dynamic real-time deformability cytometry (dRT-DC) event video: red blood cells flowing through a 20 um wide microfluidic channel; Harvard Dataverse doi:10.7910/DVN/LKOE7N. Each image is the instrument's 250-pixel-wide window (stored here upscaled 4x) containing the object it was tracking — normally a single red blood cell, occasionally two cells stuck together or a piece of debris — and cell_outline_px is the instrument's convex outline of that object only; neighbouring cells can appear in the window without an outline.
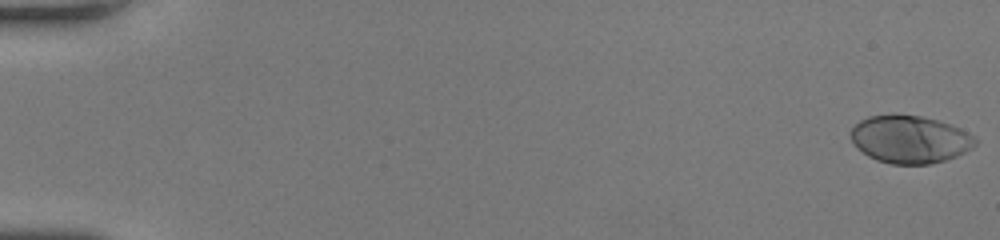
{"species": "human", "species_latin": "Homo sapiens", "temperature_condition": "room temperature", "stored_images_in_passage": 51, "camera_frame_rate_fps": 3000, "um_per_image_px": 0.085, "donor": {"sex": "female"}, "frame": {"image": 1, "passage_image": 1, "time_ms": 0.0, "image_size_px": [1000, 240], "cell_outline_px": [[976, 144], [972, 148], [956, 156], [944, 160], [928, 164], [892, 164], [876, 160], [868, 156], [856, 148], [848, 132], [860, 120], [868, 116], [892, 112], [896, 112], [920, 116], [936, 120], [960, 128], [968, 132], [976, 140]], "centroid_in_image_um": [77.28, 11.81], "position_along_channel_um": 7.7, "area_um2": 34.97}}
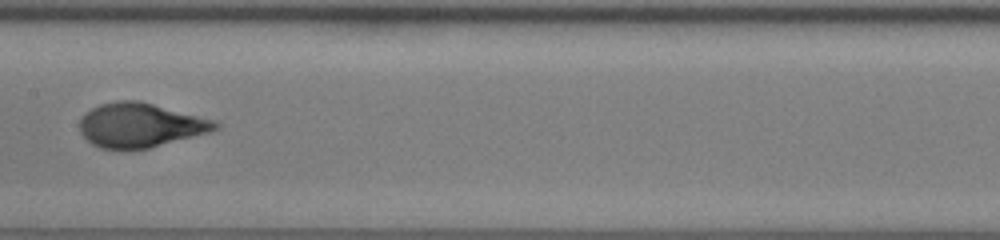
{"frame": {"image": 2, "passage_image": 28, "time_ms": 9.0, "image_size_px": [1000, 240], "cell_outline_px": [[220, 128], [212, 132], [148, 148], [100, 148], [92, 144], [80, 132], [80, 120], [84, 112], [100, 104], [116, 100], [140, 100], [216, 120], [220, 124]], "centroid_in_image_um": [11.96, 10.62], "position_along_channel_um": 195.4, "area_um2": 35.08}}
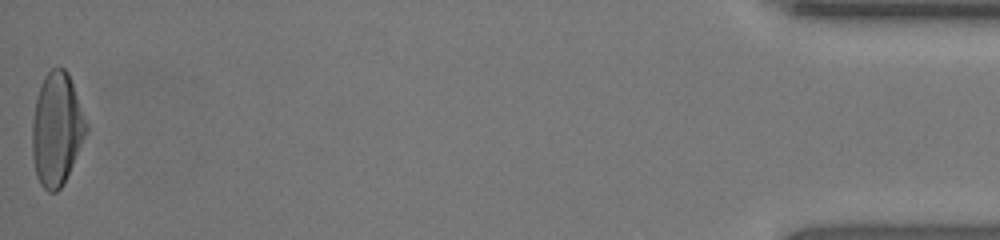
{"frame": {"image": 3, "passage_image": 51, "time_ms": 16.667, "image_size_px": [1000, 240], "cell_outline_px": [[88, 132], [64, 184], [56, 192], [48, 192], [40, 184], [36, 176], [32, 156], [32, 124], [36, 96], [44, 76], [52, 68], [64, 68], [68, 72], [88, 124]], "centroid_in_image_um": [4.83, 11.0], "position_along_channel_um": 430.4, "area_um2": 35.84}, "authors_computed_cell_mechanics": {"area_um2": 34.6222, "velocity_mm_per_s": 4.2414, "shape_relaxation_time_tau1_ms": 4.6782, "shape_relaxation_time_tau2_ms": null, "deformation_change_tau1": 0.2252, "deformation_change_tau2": null}}